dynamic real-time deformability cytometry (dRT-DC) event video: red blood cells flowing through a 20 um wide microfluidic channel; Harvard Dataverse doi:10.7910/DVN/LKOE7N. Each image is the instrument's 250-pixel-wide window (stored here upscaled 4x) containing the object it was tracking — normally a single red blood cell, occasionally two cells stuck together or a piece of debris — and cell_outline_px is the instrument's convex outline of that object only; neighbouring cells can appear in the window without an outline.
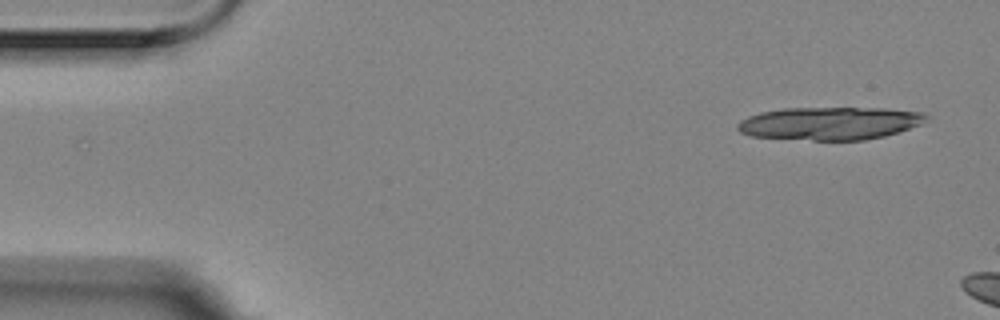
{"species": "Egyptian fruit bat (a non-hibernating species)", "species_latin": "Rousettus aegyptiacus", "temperature_condition": "room temperature", "stored_images_in_passage": 4, "camera_frame_rate_fps": 3000, "um_per_image_px": 0.085, "animal": {"sex": "female"}, "frame": {"image": 1, "passage_image": 1, "time_ms": 0.0, "image_size_px": [1000, 320], "cell_outline_px": [[928, 116], [920, 124], [900, 132], [884, 136], [864, 140], [812, 140], [752, 136], [740, 132], [736, 128], [736, 124], [740, 120], [748, 116], [760, 112], [784, 108], [888, 108], [924, 112]], "centroid_in_image_um": [70.53, 10.47], "position_along_channel_um": 14.5, "area_um2": 36.3}}